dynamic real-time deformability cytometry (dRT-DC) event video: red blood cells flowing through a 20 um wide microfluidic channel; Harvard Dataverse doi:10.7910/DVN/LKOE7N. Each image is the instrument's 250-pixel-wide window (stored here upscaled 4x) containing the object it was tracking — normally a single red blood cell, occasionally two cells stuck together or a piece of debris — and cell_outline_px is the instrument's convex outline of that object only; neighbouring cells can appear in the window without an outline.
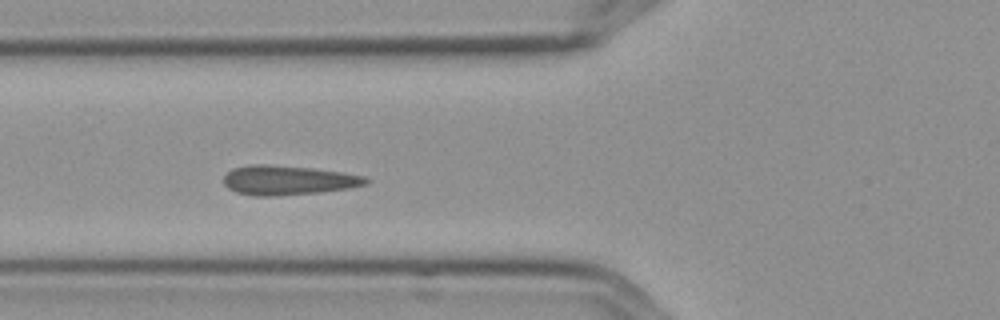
{"species": "Egyptian fruit bat (a non-hibernating species)", "species_latin": "Rousettus aegyptiacus", "temperature_condition": "cold", "stored_images_in_passage": 5, "camera_frame_rate_fps": 3000, "um_per_image_px": 0.085, "frame": {"image": 1, "passage_image": 4, "time_ms": 1.0, "image_size_px": [1000, 320], "cell_outline_px": [[368, 184], [348, 188], [320, 192], [276, 196], [252, 196], [236, 192], [228, 188], [224, 184], [224, 176], [232, 168], [248, 164], [268, 164], [312, 168], [344, 172], [364, 176], [368, 180]], "centroid_in_image_um": [24.45, 15.31], "position_along_channel_um": 101.3, "area_um2": 24.57}}
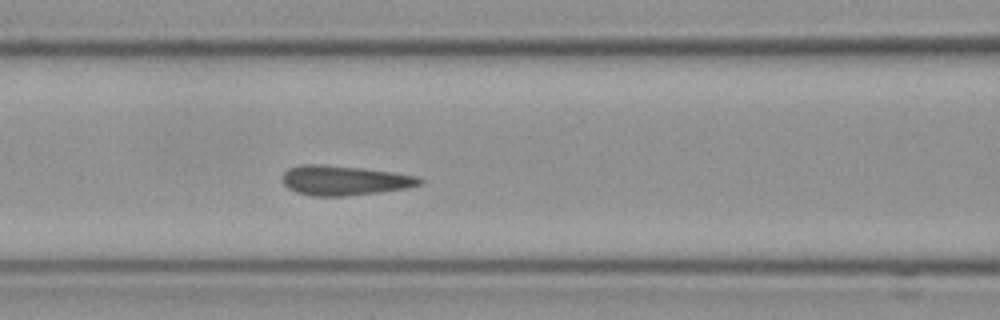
{"frame": {"image": 2, "passage_image": 5, "time_ms": 1.333, "image_size_px": [1000, 320], "cell_outline_px": [[424, 180], [420, 184], [408, 188], [380, 192], [344, 196], [312, 196], [296, 192], [288, 188], [280, 180], [280, 176], [288, 168], [300, 164], [320, 164], [360, 168], [392, 172], [416, 176]], "centroid_in_image_um": [29.21, 15.33], "position_along_channel_um": 137.4, "area_um2": 23.87}}